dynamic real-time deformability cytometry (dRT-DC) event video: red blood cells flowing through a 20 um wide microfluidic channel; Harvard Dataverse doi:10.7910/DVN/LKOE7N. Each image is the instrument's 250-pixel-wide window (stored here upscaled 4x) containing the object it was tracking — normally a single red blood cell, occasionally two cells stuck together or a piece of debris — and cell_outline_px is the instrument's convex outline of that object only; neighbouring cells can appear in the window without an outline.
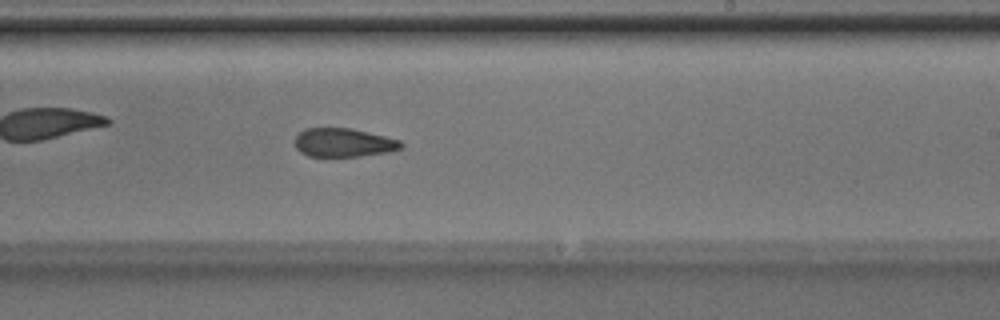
{"species": "Egyptian fruit bat (a non-hibernating species)", "species_latin": "Rousettus aegyptiacus", "temperature_condition": "room temperature", "stored_images_in_passage": 46, "camera_frame_rate_fps": 3000, "um_per_image_px": 0.085, "animal": {"sex": "male"}, "frame": {"image": 1, "passage_image": 27, "time_ms": 8.667, "image_size_px": [1000, 320], "cell_outline_px": [[404, 148], [392, 152], [360, 156], [308, 156], [300, 152], [296, 148], [296, 136], [304, 128], [352, 128], [400, 140], [404, 144]], "centroid_in_image_um": [29.25, 12.12], "position_along_channel_um": 259.8, "area_um2": 17.86}}
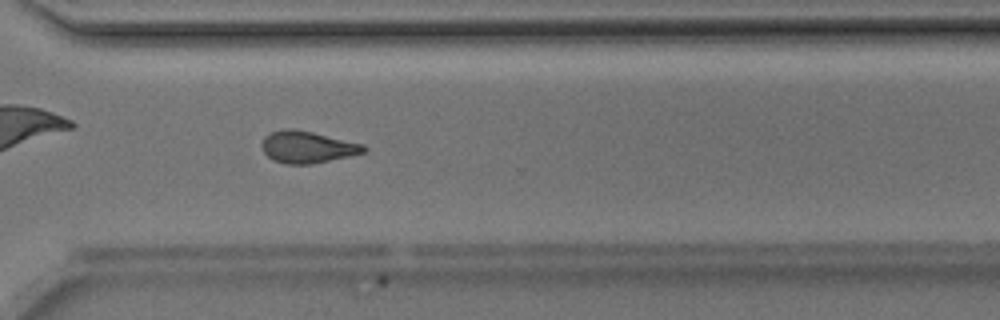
{"frame": {"image": 2, "passage_image": 33, "time_ms": 10.667, "image_size_px": [1000, 320], "cell_outline_px": [[368, 152], [308, 164], [284, 164], [272, 160], [264, 152], [260, 144], [264, 136], [272, 132], [284, 128], [292, 128], [312, 132], [364, 144], [368, 148]], "centroid_in_image_um": [26.11, 12.49], "position_along_channel_um": 344.5, "area_um2": 18.96}}
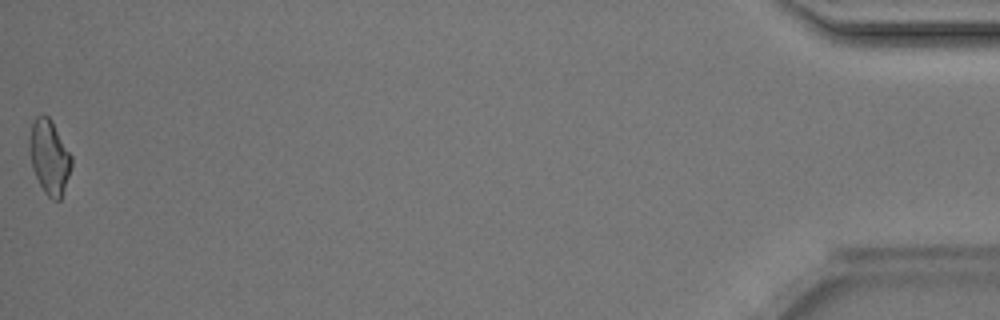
{"frame": {"image": 3, "passage_image": 46, "time_ms": 15.0, "image_size_px": [1000, 320], "cell_outline_px": [[72, 164], [60, 200], [52, 200], [44, 192], [32, 168], [28, 148], [28, 140], [32, 124], [36, 116], [48, 116], [52, 120], [72, 156]], "centroid_in_image_um": [4.18, 13.33], "position_along_channel_um": 431.0, "area_um2": 18.15}, "authors_computed_cell_mechanics": {"area_um2": 19.1029, "velocity_mm_per_s": 4.2287, "shape_relaxation_time_tau1_ms": 3.1132, "shape_relaxation_time_tau2_ms": 1.9679, "deformation_change_tau1": 0.1277, "deformation_change_tau2": 0.1053}}